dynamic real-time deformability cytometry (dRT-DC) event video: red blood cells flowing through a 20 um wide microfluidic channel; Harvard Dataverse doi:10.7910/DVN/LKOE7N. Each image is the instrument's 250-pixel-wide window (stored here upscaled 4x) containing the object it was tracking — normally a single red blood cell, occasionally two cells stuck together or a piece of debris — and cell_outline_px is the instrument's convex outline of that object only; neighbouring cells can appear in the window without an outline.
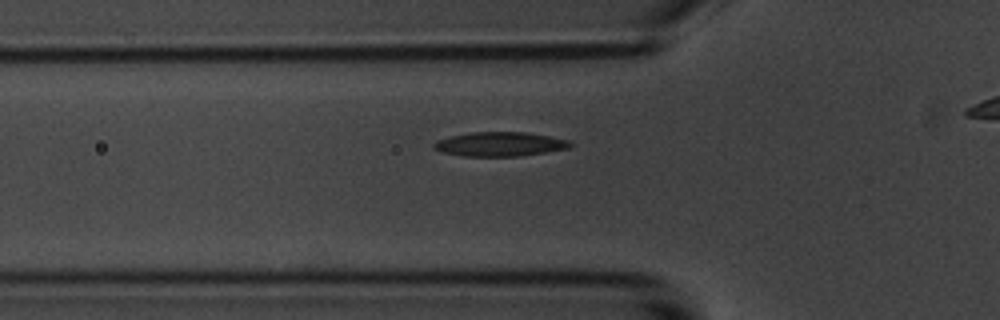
{"species": "common noctule bat (a hibernating species)", "species_latin": "Nyctalus noctula", "temperature_condition": "room temperature", "stored_images_in_passage": 38, "camera_frame_rate_fps": 3000, "um_per_image_px": 0.085, "animal": {"sex": "male", "body_mass_g": 20.1, "forearm_length_mm": 53.5}, "frame": {"image": 1, "passage_image": 8, "time_ms": 2.333, "image_size_px": [1000, 320], "cell_outline_px": [[572, 144], [568, 148], [520, 156], [464, 156], [444, 152], [432, 148], [432, 144], [436, 140], [452, 136], [472, 132], [524, 132], [548, 136], [568, 140]], "centroid_in_image_um": [42.45, 12.25], "position_along_channel_um": 83.4, "area_um2": 19.02}}
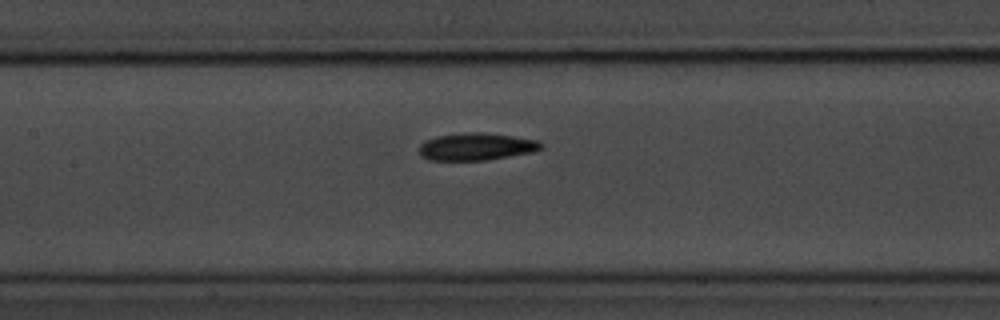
{"frame": {"image": 2, "passage_image": 15, "time_ms": 4.667, "image_size_px": [1000, 320], "cell_outline_px": [[544, 144], [540, 148], [532, 152], [484, 160], [428, 160], [420, 156], [420, 144], [424, 140], [436, 136], [464, 132], [484, 132], [512, 136], [536, 140]], "centroid_in_image_um": [40.43, 12.45], "position_along_channel_um": 167.0, "area_um2": 19.36}}
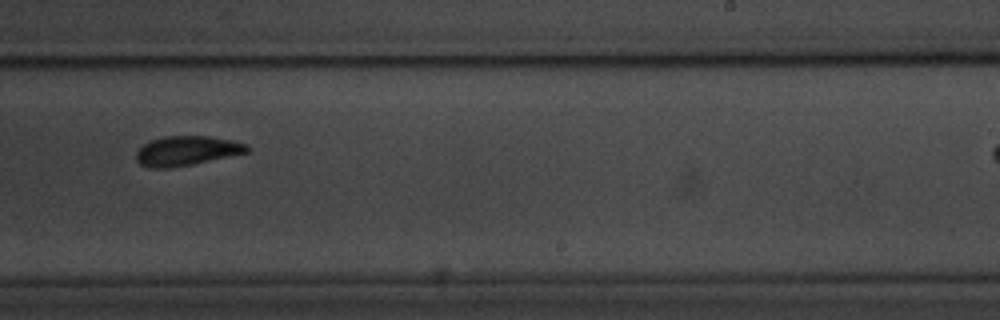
{"frame": {"image": 3, "passage_image": 24, "time_ms": 7.667, "image_size_px": [1000, 320], "cell_outline_px": [[252, 148], [248, 152], [192, 164], [172, 168], [148, 168], [140, 164], [136, 160], [136, 152], [144, 144], [152, 140], [164, 136], [208, 136], [232, 140], [248, 144]], "centroid_in_image_um": [15.88, 12.82], "position_along_channel_um": 273.1, "area_um2": 19.13}, "authors_computed_cell_mechanics": {"area_um2": 19.2474, "velocity_mm_per_s": 3.555, "shape_relaxation_time_tau1_ms": 3.3427, "shape_relaxation_time_tau2_ms": 4.7874, "deformation_change_tau1": 0.1118, "deformation_change_tau2": 0.123}}